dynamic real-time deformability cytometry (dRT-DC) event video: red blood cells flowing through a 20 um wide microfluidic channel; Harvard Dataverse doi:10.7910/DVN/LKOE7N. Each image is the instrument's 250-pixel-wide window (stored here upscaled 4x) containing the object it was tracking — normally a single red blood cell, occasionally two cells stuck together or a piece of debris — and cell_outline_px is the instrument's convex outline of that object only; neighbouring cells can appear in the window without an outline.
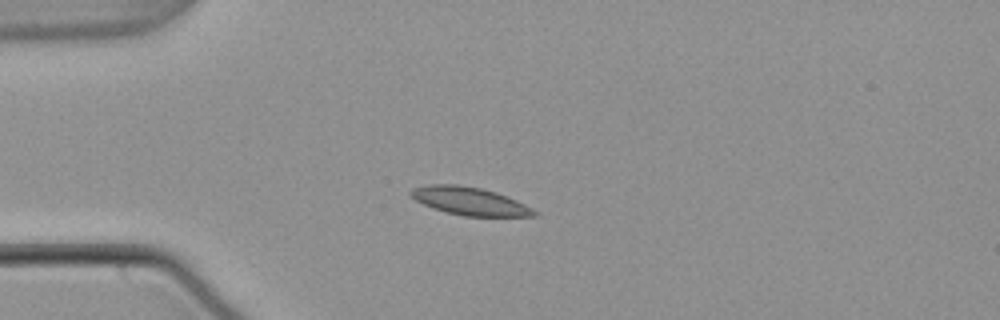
{"species": "common noctule bat (a hibernating species)", "species_latin": "Nyctalus noctula", "temperature_condition": "warm", "stored_images_in_passage": 42, "camera_frame_rate_fps": 3000, "um_per_image_px": 0.085, "animal": {"sex": "male", "body_mass_g": 21.5, "forearm_length_mm": 52.0}, "frame": {"image": 1, "passage_image": 1, "time_ms": 0.0, "image_size_px": [1000, 320], "cell_outline_px": [[540, 212], [536, 216], [464, 216], [432, 208], [416, 200], [408, 192], [412, 188], [428, 184], [456, 184], [480, 188], [496, 192], [516, 200]], "centroid_in_image_um": [39.93, 17.09], "position_along_channel_um": 45.1, "area_um2": 20.0}}
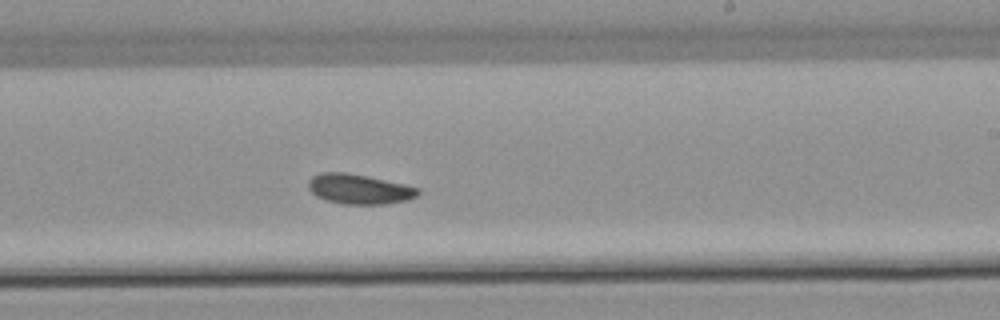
{"frame": {"image": 2, "passage_image": 20, "time_ms": 6.333, "image_size_px": [1000, 320], "cell_outline_px": [[420, 192], [416, 196], [408, 200], [384, 204], [344, 204], [324, 200], [316, 196], [308, 188], [308, 180], [312, 176], [320, 172], [344, 172], [404, 184], [420, 188]], "centroid_in_image_um": [30.5, 16.08], "position_along_channel_um": 258.5, "area_um2": 19.07}}
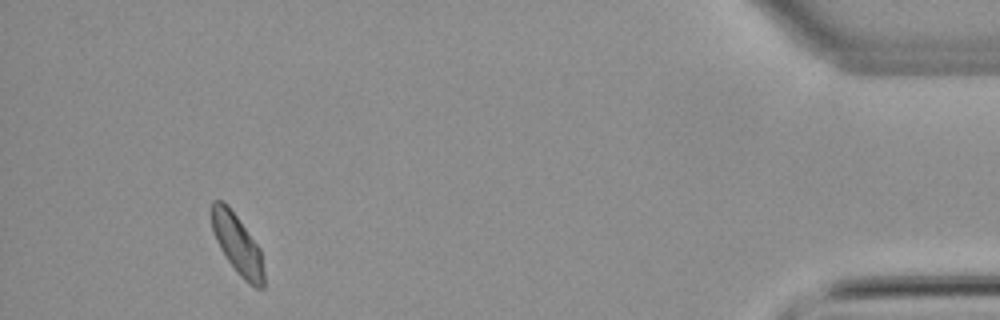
{"frame": {"image": 3, "passage_image": 38, "time_ms": 12.333, "image_size_px": [1000, 320], "cell_outline_px": [[264, 288], [256, 288], [248, 284], [236, 272], [220, 248], [216, 240], [212, 228], [212, 200], [220, 200], [228, 204], [260, 248], [264, 272]], "centroid_in_image_um": [20.19, 20.78], "position_along_channel_um": 415.0, "area_um2": 18.15}, "authors_computed_cell_mechanics": {"area_um2": 18.8717, "velocity_mm_per_s": 3.7205, "shape_relaxation_time_tau1_ms": 8.6596, "shape_relaxation_time_tau2_ms": null, "deformation_change_tau1": 0.1458, "deformation_change_tau2": null}}